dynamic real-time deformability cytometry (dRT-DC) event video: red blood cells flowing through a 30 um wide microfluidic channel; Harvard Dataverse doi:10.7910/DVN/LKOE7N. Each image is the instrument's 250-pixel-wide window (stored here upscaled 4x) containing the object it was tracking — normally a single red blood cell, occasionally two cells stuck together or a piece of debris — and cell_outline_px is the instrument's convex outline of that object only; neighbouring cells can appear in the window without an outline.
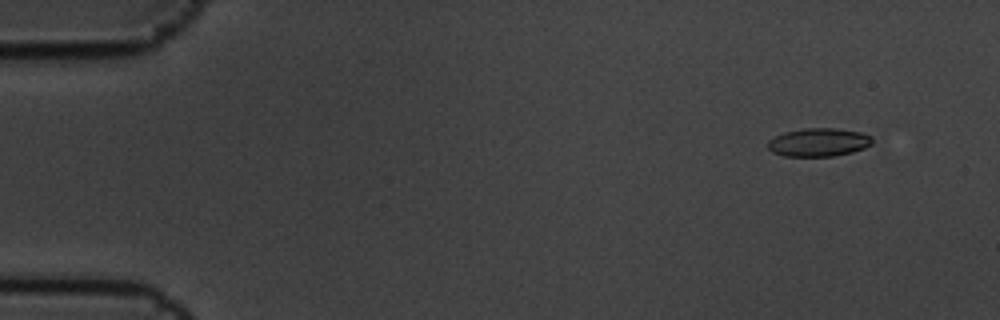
{"species": "common noctule bat (a hibernating species)", "species_latin": "Nyctalus noctula", "temperature_condition": "cold", "stored_images_in_passage": 4, "camera_frame_rate_fps": 3000, "um_per_image_px": 0.085, "animal": {"sex": "male", "body_mass_g": 19.5, "forearm_length_mm": 54.6}, "frame": {"image": 1, "passage_image": 2, "time_ms": 0.333, "image_size_px": [1000, 320], "cell_outline_px": [[872, 144], [864, 148], [852, 152], [832, 156], [784, 156], [772, 152], [768, 148], [768, 140], [784, 132], [804, 128], [836, 128], [860, 132], [872, 136]], "centroid_in_image_um": [69.58, 12.09], "position_along_channel_um": 15.4, "area_um2": 17.22}}